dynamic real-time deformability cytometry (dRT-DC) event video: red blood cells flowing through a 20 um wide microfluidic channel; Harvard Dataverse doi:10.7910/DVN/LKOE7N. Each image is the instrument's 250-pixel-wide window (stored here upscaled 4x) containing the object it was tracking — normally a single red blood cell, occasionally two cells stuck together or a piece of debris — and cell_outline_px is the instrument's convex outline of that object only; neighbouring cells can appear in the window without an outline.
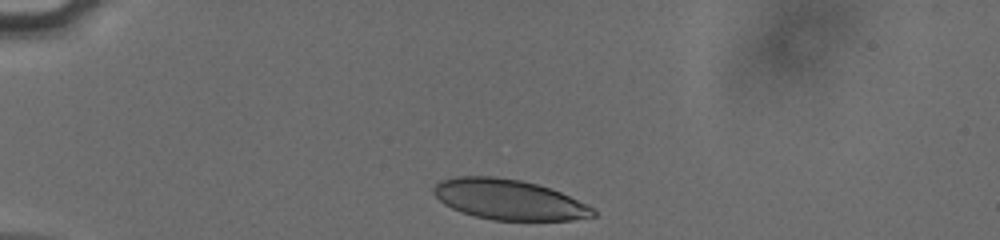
{"species": "human", "species_latin": "Homo sapiens", "temperature_condition": "cold", "stored_images_in_passage": 33, "camera_frame_rate_fps": 3000, "um_per_image_px": 0.085, "donor": {"sex": "male"}, "frame": {"image": 1, "passage_image": 1, "time_ms": 0.0, "image_size_px": [1000, 240], "cell_outline_px": [[596, 216], [572, 220], [492, 220], [460, 212], [444, 204], [432, 192], [432, 188], [440, 180], [460, 176], [492, 176], [520, 180], [536, 184], [560, 192], [588, 204], [596, 212]], "centroid_in_image_um": [43.24, 16.97], "position_along_channel_um": 41.8, "area_um2": 37.34}}
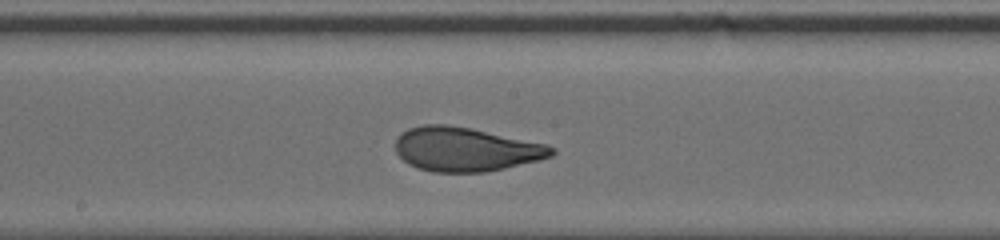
{"frame": {"image": 2, "passage_image": 18, "time_ms": 5.667, "image_size_px": [1000, 240], "cell_outline_px": [[556, 152], [552, 156], [540, 160], [504, 168], [484, 172], [432, 172], [416, 168], [408, 164], [396, 152], [396, 140], [400, 132], [408, 128], [424, 124], [448, 124], [472, 128], [548, 144], [556, 148]], "centroid_in_image_um": [39.59, 12.68], "position_along_channel_um": 208.6, "area_um2": 40.46}}
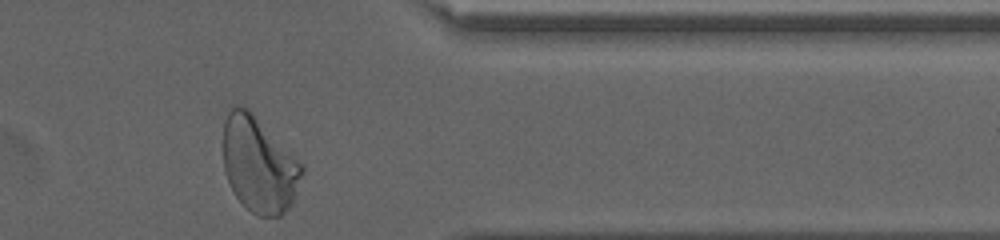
{"frame": {"image": 3, "passage_image": 33, "time_ms": 10.667, "image_size_px": [1000, 240], "cell_outline_px": [[304, 172], [292, 204], [280, 216], [256, 216], [236, 196], [224, 172], [224, 120], [228, 112], [236, 104], [248, 108], [304, 164]], "centroid_in_image_um": [22.04, 13.98], "position_along_channel_um": 389.4, "area_um2": 43.87}, "authors_computed_cell_mechanics": {"area_um2": 39.882, "velocity_mm_per_s": 3.8059, "shape_relaxation_time_tau1_ms": 4.5764, "shape_relaxation_time_tau2_ms": 0.9311, "deformation_change_tau1": 0.1786, "deformation_change_tau2": 0.075}}